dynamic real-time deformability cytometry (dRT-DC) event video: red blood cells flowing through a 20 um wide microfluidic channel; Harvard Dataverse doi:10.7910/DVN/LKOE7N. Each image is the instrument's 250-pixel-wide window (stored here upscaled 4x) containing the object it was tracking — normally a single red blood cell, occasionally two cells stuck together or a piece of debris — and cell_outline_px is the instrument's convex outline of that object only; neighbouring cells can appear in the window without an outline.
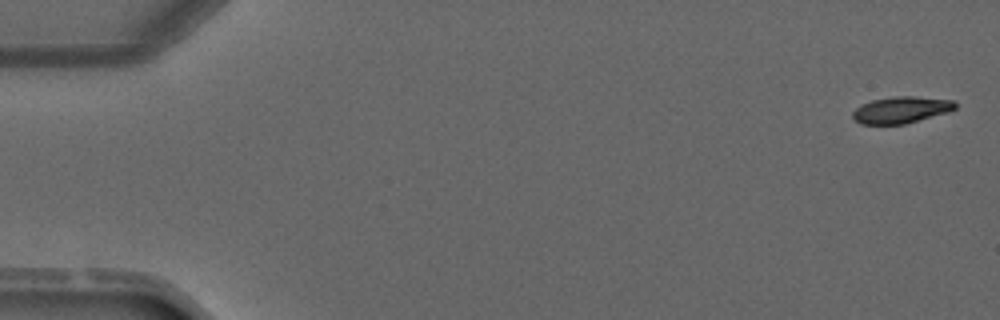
{"species": "common noctule bat (a hibernating species)", "species_latin": "Nyctalus noctula", "temperature_condition": "warm", "stored_images_in_passage": 4, "segment_of_instrument_passage": [1, 2], "camera_frame_rate_fps": 3000, "um_per_image_px": 0.085, "animal": {"sex": "male", "forearm_length_mm": 52.5}, "frame": {"image": 1, "passage_image": 1, "time_ms": 0.0, "image_size_px": [1000, 320], "cell_outline_px": [[956, 108], [948, 112], [904, 124], [860, 124], [852, 116], [852, 112], [860, 104], [872, 100], [896, 96], [912, 96], [956, 100]], "centroid_in_image_um": [76.6, 9.33], "position_along_channel_um": 8.4, "area_um2": 15.9}}
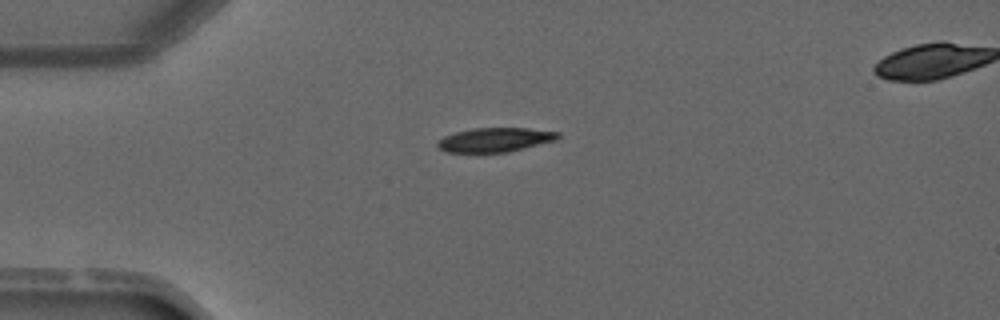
{"frame": {"image": 2, "passage_image": 3, "time_ms": 3.333, "image_size_px": [1000, 320], "cell_outline_px": [[560, 136], [556, 140], [508, 152], [448, 152], [440, 148], [436, 144], [444, 136], [456, 132], [472, 128], [528, 128], [560, 132]], "centroid_in_image_um": [42.11, 11.87], "position_along_channel_um": 42.9, "area_um2": 16.82}}